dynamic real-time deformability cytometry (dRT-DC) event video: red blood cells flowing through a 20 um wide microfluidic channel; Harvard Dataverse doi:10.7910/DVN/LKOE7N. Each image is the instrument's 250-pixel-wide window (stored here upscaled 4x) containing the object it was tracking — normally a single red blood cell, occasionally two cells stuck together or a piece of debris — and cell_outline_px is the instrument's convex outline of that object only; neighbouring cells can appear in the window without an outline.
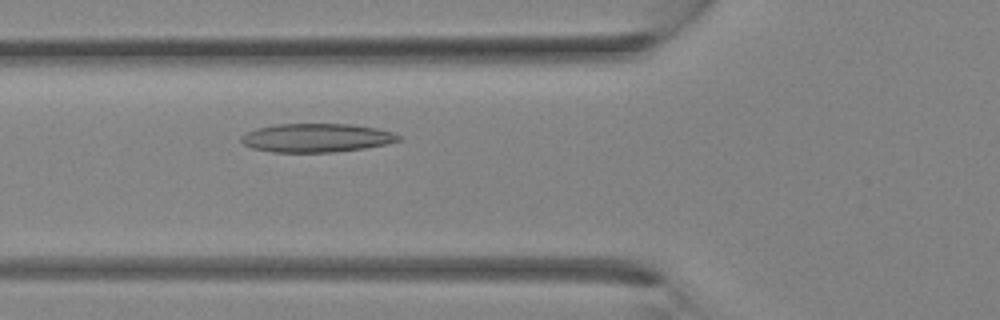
{"species": "Egyptian fruit bat (a non-hibernating species)", "species_latin": "Rousettus aegyptiacus", "temperature_condition": "room temperature", "stored_images_in_passage": 11, "camera_frame_rate_fps": 3000, "um_per_image_px": 0.085, "animal": {"sex": "female"}, "frame": {"image": 1, "passage_image": 11, "time_ms": 3.333, "image_size_px": [1000, 320], "cell_outline_px": [[400, 140], [384, 144], [364, 148], [332, 152], [272, 152], [252, 148], [244, 144], [240, 140], [240, 136], [244, 132], [256, 128], [276, 124], [352, 124], [376, 128], [392, 132], [400, 136]], "centroid_in_image_um": [26.84, 11.71], "position_along_channel_um": 99.0, "area_um2": 26.24}}